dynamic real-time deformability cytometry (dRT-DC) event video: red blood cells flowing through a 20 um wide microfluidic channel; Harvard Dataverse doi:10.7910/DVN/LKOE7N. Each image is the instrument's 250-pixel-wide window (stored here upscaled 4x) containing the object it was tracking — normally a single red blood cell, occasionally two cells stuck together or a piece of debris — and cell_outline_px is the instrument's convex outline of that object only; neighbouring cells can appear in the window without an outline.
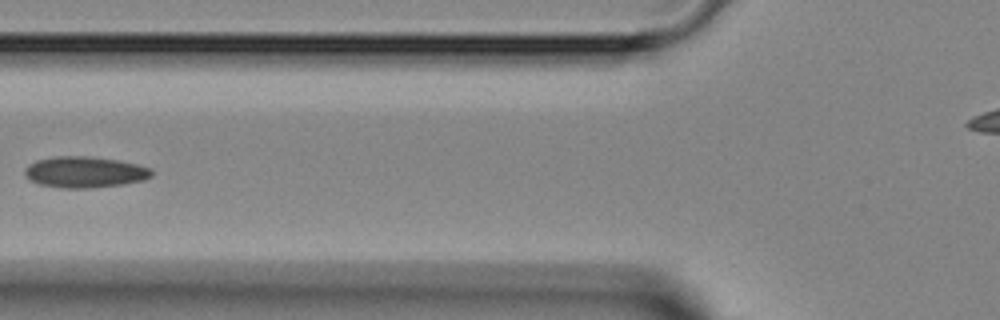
{"species": "Egyptian fruit bat (a non-hibernating species)", "species_latin": "Rousettus aegyptiacus", "temperature_condition": "room temperature", "stored_images_in_passage": 3, "camera_frame_rate_fps": 3000, "um_per_image_px": 0.085, "animal": {"sex": "female"}, "frame": {"image": 1, "passage_image": 3, "time_ms": 3.0, "image_size_px": [1000, 320], "cell_outline_px": [[152, 176], [144, 180], [124, 184], [88, 188], [60, 188], [40, 184], [28, 180], [24, 176], [24, 168], [28, 164], [36, 160], [56, 156], [88, 156], [116, 160], [136, 164], [152, 168]], "centroid_in_image_um": [7.16, 14.63], "position_along_channel_um": 118.6, "area_um2": 23.18}}